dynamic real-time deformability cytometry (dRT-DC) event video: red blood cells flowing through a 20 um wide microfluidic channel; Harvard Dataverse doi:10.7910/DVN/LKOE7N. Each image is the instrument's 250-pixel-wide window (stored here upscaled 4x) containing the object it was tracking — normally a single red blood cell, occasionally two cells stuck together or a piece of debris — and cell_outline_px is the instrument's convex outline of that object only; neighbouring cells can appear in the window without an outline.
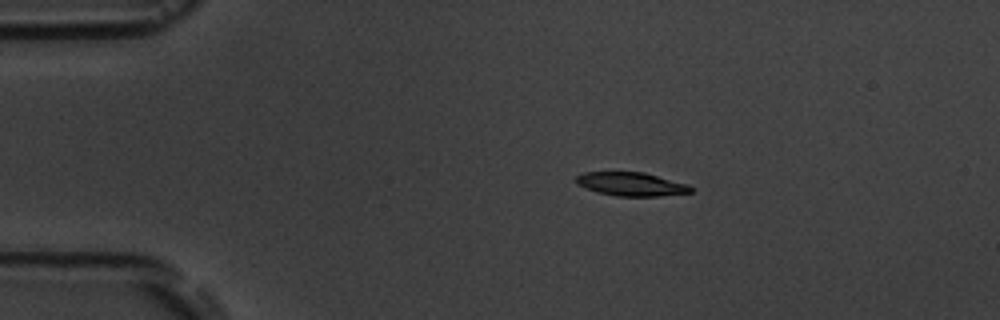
{"species": "common noctule bat (a hibernating species)", "species_latin": "Nyctalus noctula", "temperature_condition": "room temperature", "stored_images_in_passage": 6, "camera_frame_rate_fps": 3000, "um_per_image_px": 0.085, "animal": {"sex": "male", "body_mass_g": 19.5, "forearm_length_mm": 54.6}, "frame": {"image": 1, "passage_image": 3, "time_ms": 2.0, "image_size_px": [1000, 320], "cell_outline_px": [[692, 192], [660, 196], [616, 196], [596, 192], [576, 184], [576, 176], [584, 172], [644, 172], [688, 184], [692, 188]], "centroid_in_image_um": [53.64, 15.65], "position_along_channel_um": 31.4, "area_um2": 15.78}}
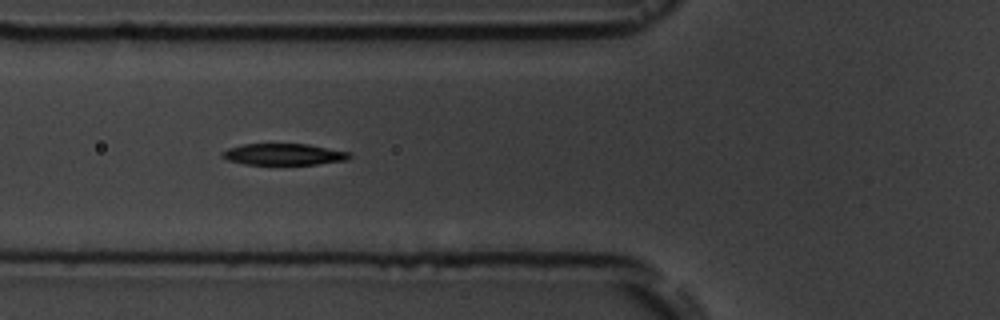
{"frame": {"image": 2, "passage_image": 5, "time_ms": 5.333, "image_size_px": [1000, 320], "cell_outline_px": [[352, 156], [344, 160], [316, 164], [244, 164], [228, 160], [220, 156], [220, 152], [228, 148], [244, 144], [308, 144], [348, 152]], "centroid_in_image_um": [24.05, 13.11], "position_along_channel_um": 101.8, "area_um2": 15.72}}
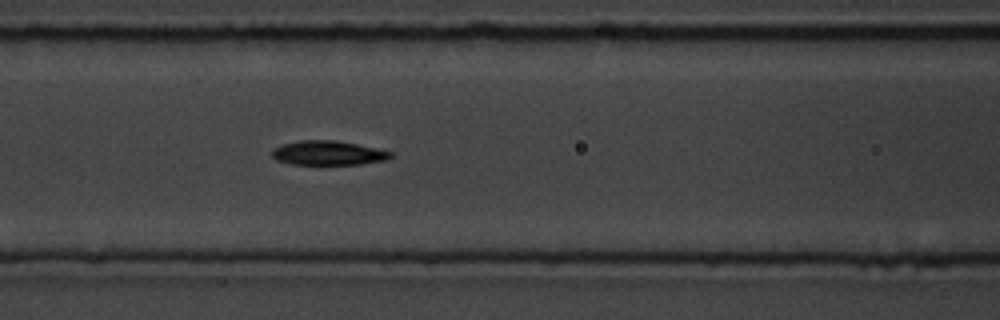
{"frame": {"image": 3, "passage_image": 6, "time_ms": 6.333, "image_size_px": [1000, 320], "cell_outline_px": [[392, 156], [388, 160], [360, 164], [292, 164], [276, 160], [272, 156], [272, 152], [276, 148], [284, 144], [300, 140], [336, 140], [376, 148], [392, 152]], "centroid_in_image_um": [27.92, 13.0], "position_along_channel_um": 138.7, "area_um2": 16.65}}